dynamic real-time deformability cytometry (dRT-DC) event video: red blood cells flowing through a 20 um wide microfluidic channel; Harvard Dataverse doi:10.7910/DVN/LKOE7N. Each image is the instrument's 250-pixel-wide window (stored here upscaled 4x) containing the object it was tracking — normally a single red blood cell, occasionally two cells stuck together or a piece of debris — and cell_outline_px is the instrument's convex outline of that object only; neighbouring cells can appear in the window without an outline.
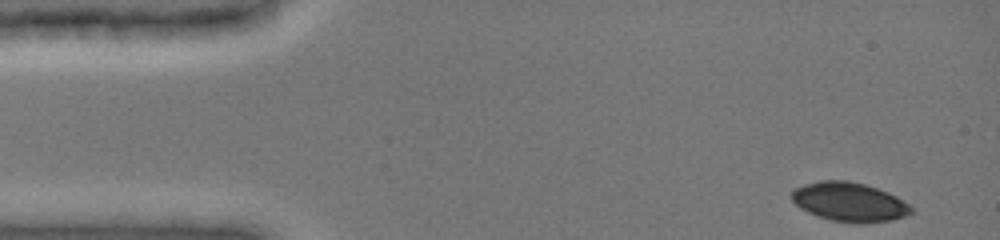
{"species": "common noctule bat (a hibernating species)", "species_latin": "Nyctalus noctula", "temperature_condition": "cold", "stored_images_in_passage": 42, "camera_frame_rate_fps": 3000, "um_per_image_px": 0.085, "animal": {"sex": "female", "body_mass_g": 19.0, "forearm_length_mm": 51.5}, "frame": {"image": 1, "passage_image": 1, "time_ms": 0.0, "image_size_px": [1000, 240], "cell_outline_px": [[912, 212], [904, 216], [892, 220], [864, 224], [856, 224], [832, 220], [816, 216], [800, 208], [792, 200], [792, 192], [796, 188], [804, 184], [820, 180], [844, 180], [864, 184], [888, 192], [896, 196], [908, 204], [912, 208]], "centroid_in_image_um": [72.19, 17.18], "position_along_channel_um": 12.8, "area_um2": 27.22}}
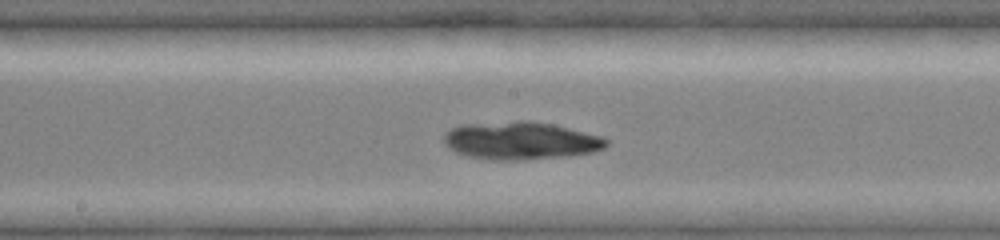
{"frame": {"image": 2, "passage_image": 23, "time_ms": 7.333, "image_size_px": [1000, 240], "cell_outline_px": [[608, 144], [604, 148], [592, 152], [564, 156], [520, 160], [492, 160], [468, 156], [456, 152], [444, 144], [444, 132], [460, 124], [516, 120], [528, 120], [552, 124], [600, 136], [608, 140]], "centroid_in_image_um": [44.2, 11.94], "position_along_channel_um": 204.0, "area_um2": 35.78}}
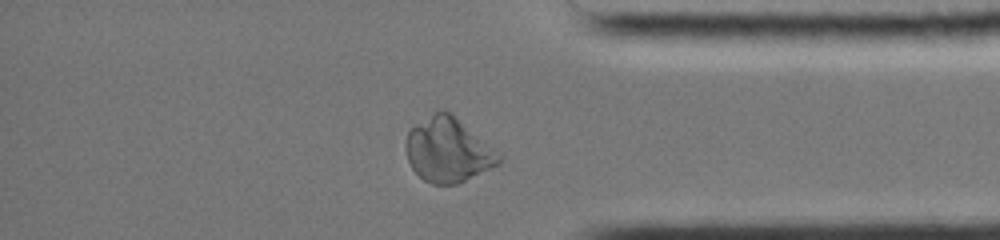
{"frame": {"image": 3, "passage_image": 38, "time_ms": 12.333, "image_size_px": [1000, 240], "cell_outline_px": [[500, 164], [456, 184], [432, 184], [424, 180], [412, 168], [408, 160], [404, 144], [408, 132], [416, 124], [440, 108], [452, 112], [492, 148], [500, 156]], "centroid_in_image_um": [38.04, 12.74], "position_along_channel_um": 397.2, "area_um2": 34.56}}